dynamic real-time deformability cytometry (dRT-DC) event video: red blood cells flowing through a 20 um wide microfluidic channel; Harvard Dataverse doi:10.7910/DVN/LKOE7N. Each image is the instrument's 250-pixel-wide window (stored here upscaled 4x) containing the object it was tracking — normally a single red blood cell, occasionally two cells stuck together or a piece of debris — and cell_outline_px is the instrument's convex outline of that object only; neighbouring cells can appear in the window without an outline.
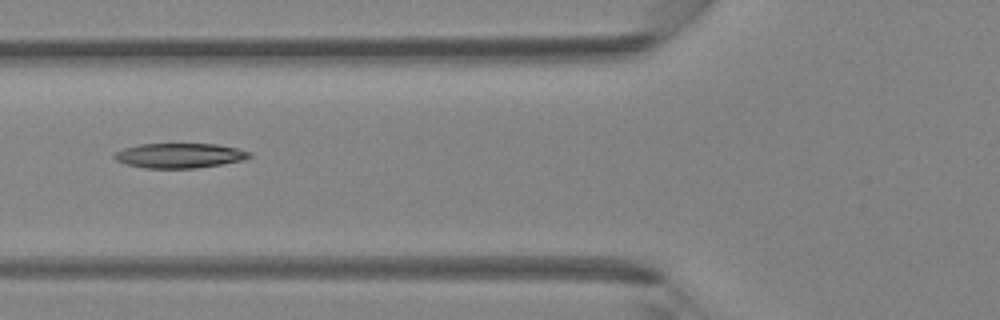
{"species": "Egyptian fruit bat (a non-hibernating species)", "species_latin": "Rousettus aegyptiacus", "temperature_condition": "room temperature", "stored_images_in_passage": 4, "camera_frame_rate_fps": 3000, "um_per_image_px": 0.085, "animal": {"sex": "female"}, "frame": {"image": 1, "passage_image": 4, "time_ms": 3.333, "image_size_px": [1000, 320], "cell_outline_px": [[252, 156], [244, 160], [196, 168], [144, 168], [128, 164], [116, 160], [112, 156], [116, 152], [124, 148], [140, 144], [216, 144], [236, 148], [252, 152]], "centroid_in_image_um": [15.28, 13.22], "position_along_channel_um": 110.5, "area_um2": 19.42}}